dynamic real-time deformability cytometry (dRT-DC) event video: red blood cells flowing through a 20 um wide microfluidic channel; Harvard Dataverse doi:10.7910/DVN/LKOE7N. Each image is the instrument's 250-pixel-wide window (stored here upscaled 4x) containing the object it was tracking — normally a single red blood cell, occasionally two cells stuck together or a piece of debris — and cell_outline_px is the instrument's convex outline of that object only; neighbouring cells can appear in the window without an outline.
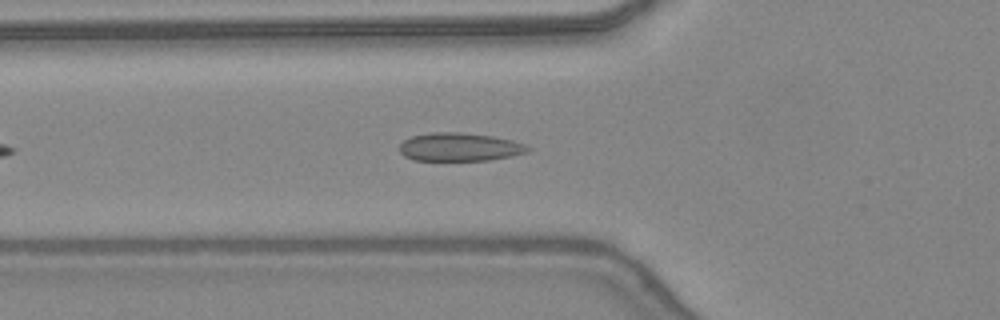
{"species": "common noctule bat (a hibernating species)", "species_latin": "Nyctalus noctula", "temperature_condition": "warm", "stored_images_in_passage": 36, "camera_frame_rate_fps": 3000, "um_per_image_px": 0.085, "animal": {"sex": "female", "body_mass_g": 24.6, "forearm_length_mm": 56.2}, "frame": {"image": 1, "passage_image": 6, "time_ms": 1.667, "image_size_px": [1000, 320], "cell_outline_px": [[532, 148], [528, 152], [512, 156], [488, 160], [412, 160], [404, 156], [400, 152], [400, 144], [404, 140], [412, 136], [432, 132], [460, 132], [492, 136], [512, 140], [524, 144]], "centroid_in_image_um": [39.07, 12.49], "position_along_channel_um": 86.7, "area_um2": 21.15}}
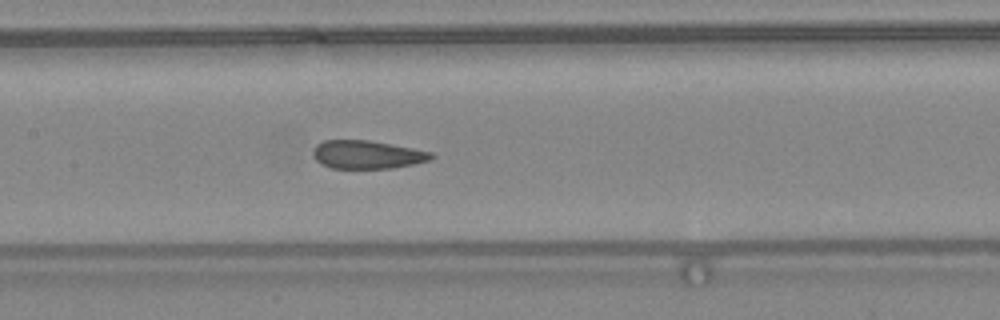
{"frame": {"image": 2, "passage_image": 12, "time_ms": 3.667, "image_size_px": [1000, 320], "cell_outline_px": [[436, 156], [432, 160], [392, 168], [332, 168], [320, 164], [316, 160], [312, 152], [316, 144], [324, 140], [368, 140], [412, 148], [432, 152]], "centroid_in_image_um": [31.21, 13.14], "position_along_channel_um": 176.2, "area_um2": 19.48}}
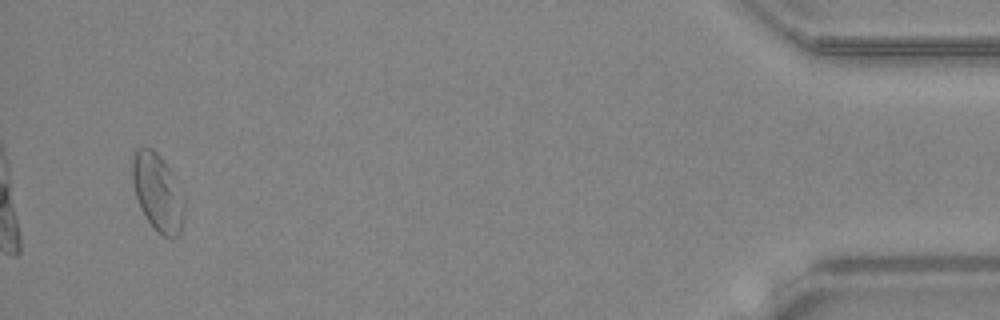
{"frame": {"image": 3, "passage_image": 34, "time_ms": 11.0, "image_size_px": [1000, 320], "cell_outline_px": [[184, 220], [180, 236], [172, 240], [156, 232], [140, 208], [132, 184], [132, 152], [136, 148], [152, 148], [160, 156], [168, 168], [184, 196]], "centroid_in_image_um": [13.4, 16.4], "position_along_channel_um": 421.8, "area_um2": 23.76}, "authors_computed_cell_mechanics": {"area_um2": 20.9236, "velocity_mm_per_s": 4.4124, "shape_relaxation_time_tau1_ms": null, "shape_relaxation_time_tau2_ms": 0.8166, "deformation_change_tau1": null, "deformation_change_tau2": 0.0563}}